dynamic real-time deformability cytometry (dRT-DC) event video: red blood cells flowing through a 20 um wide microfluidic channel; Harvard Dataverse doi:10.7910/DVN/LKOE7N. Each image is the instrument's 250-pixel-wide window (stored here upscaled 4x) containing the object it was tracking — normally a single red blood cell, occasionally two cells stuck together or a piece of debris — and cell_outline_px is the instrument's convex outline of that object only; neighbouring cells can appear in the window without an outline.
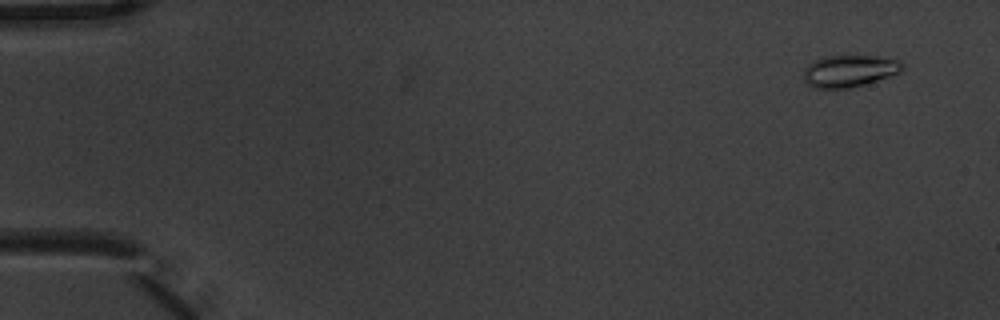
{"species": "common noctule bat (a hibernating species)", "species_latin": "Nyctalus noctula", "temperature_condition": "warm", "stored_images_in_passage": 6, "camera_frame_rate_fps": 3000, "um_per_image_px": 0.085, "animal": {"sex": "male", "body_mass_g": 20.1, "forearm_length_mm": 53.5}, "frame": {"image": 1, "passage_image": 2, "time_ms": 0.333, "image_size_px": [1000, 320], "cell_outline_px": [[904, 68], [900, 72], [892, 76], [864, 84], [848, 88], [816, 88], [808, 84], [804, 80], [804, 68], [812, 60], [824, 56], [876, 56], [896, 60], [904, 64]], "centroid_in_image_um": [72.18, 6.03], "position_along_channel_um": 12.8, "area_um2": 18.38}}
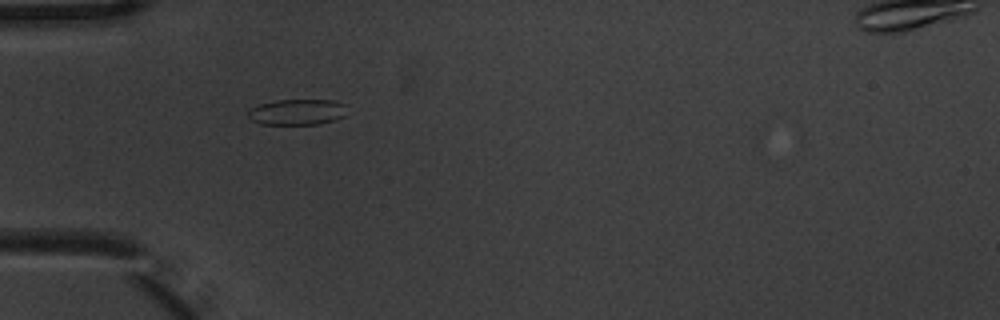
{"frame": {"image": 2, "passage_image": 6, "time_ms": 1.667, "image_size_px": [1000, 320], "cell_outline_px": [[344, 116], [336, 120], [316, 124], [260, 124], [252, 120], [248, 116], [248, 112], [252, 108], [260, 104], [276, 100], [332, 100], [344, 104]], "centroid_in_image_um": [25.24, 9.52], "position_along_channel_um": 59.8, "area_um2": 14.68}}